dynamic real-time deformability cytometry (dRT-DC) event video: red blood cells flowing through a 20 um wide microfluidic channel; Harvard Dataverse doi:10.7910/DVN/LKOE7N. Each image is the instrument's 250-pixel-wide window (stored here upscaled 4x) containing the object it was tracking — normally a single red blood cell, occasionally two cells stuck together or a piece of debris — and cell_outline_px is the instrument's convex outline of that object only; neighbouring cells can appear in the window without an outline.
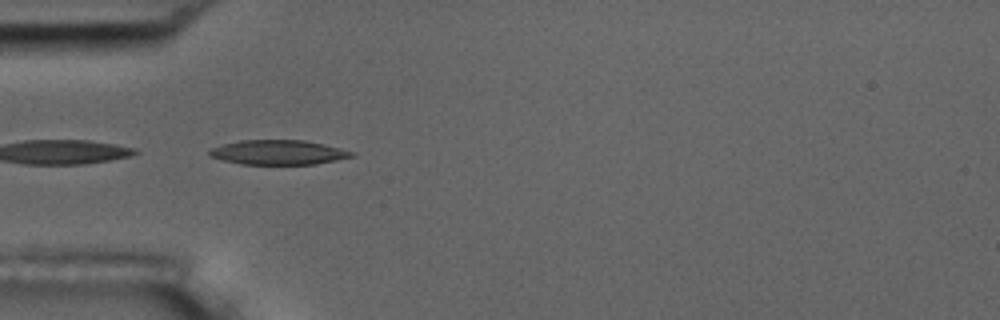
{"species": "common noctule bat (a hibernating species)", "species_latin": "Nyctalus noctula", "temperature_condition": "room temperature", "stored_images_in_passage": 6, "camera_frame_rate_fps": 3000, "um_per_image_px": 0.085, "animal": {"sex": "male", "body_mass_g": 17.5, "forearm_length_mm": 52.3}, "frame": {"image": 1, "passage_image": 5, "time_ms": 1.333, "image_size_px": [1000, 320], "cell_outline_px": [[356, 156], [316, 164], [240, 164], [208, 156], [208, 152], [212, 148], [224, 144], [240, 140], [304, 140], [324, 144], [356, 152]], "centroid_in_image_um": [23.69, 12.95], "position_along_channel_um": 61.3, "area_um2": 20.4}}